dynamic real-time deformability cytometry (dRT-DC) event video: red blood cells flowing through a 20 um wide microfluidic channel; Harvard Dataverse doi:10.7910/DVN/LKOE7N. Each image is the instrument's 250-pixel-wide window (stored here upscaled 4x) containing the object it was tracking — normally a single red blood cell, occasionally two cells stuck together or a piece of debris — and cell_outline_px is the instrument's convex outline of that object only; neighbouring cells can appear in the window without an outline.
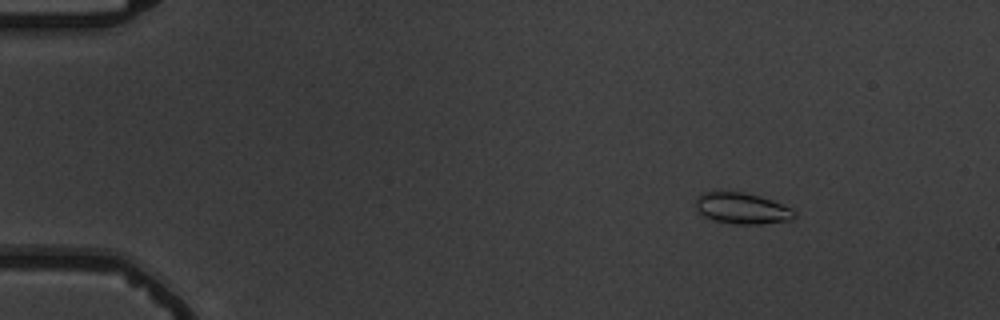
{"species": "common noctule bat (a hibernating species)", "species_latin": "Nyctalus noctula", "temperature_condition": "warm", "stored_images_in_passage": 51, "camera_frame_rate_fps": 3000, "um_per_image_px": 0.085, "animal": {"sex": "male", "body_mass_g": 19.5, "forearm_length_mm": 54.6}, "frame": {"image": 1, "passage_image": 3, "time_ms": 0.667, "image_size_px": [1000, 320], "cell_outline_px": [[796, 216], [792, 220], [760, 224], [736, 224], [712, 220], [704, 216], [696, 208], [696, 196], [704, 192], [744, 192], [760, 196], [772, 200], [792, 208], [796, 212]], "centroid_in_image_um": [63.09, 17.71], "position_along_channel_um": 21.9, "area_um2": 17.98}}
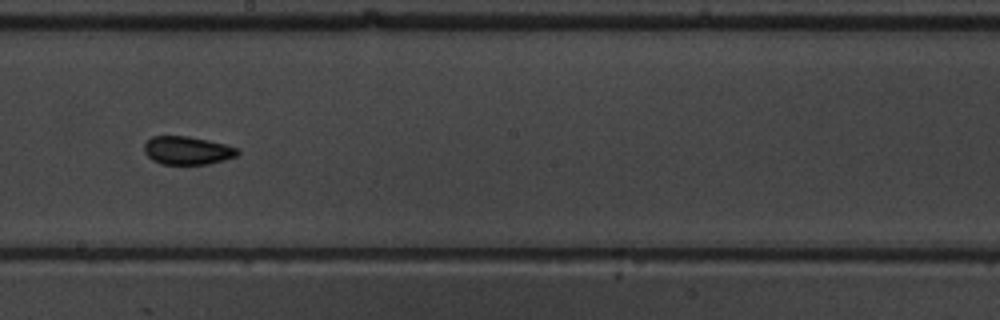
{"frame": {"image": 2, "passage_image": 28, "time_ms": 9.0, "image_size_px": [1000, 320], "cell_outline_px": [[240, 152], [236, 156], [224, 160], [208, 164], [160, 164], [152, 160], [144, 152], [144, 144], [152, 136], [188, 136], [208, 140], [240, 148]], "centroid_in_image_um": [15.93, 12.79], "position_along_channel_um": 232.3, "area_um2": 15.43}}
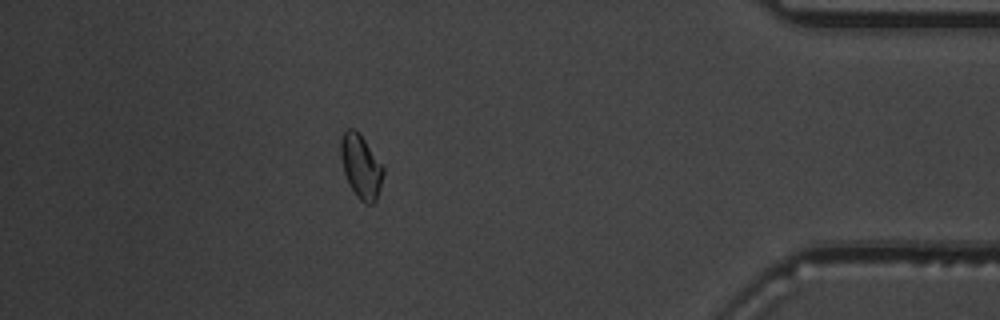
{"frame": {"image": 3, "passage_image": 45, "time_ms": 14.667, "image_size_px": [1000, 320], "cell_outline_px": [[384, 172], [380, 188], [376, 200], [372, 204], [364, 204], [356, 196], [344, 172], [340, 156], [340, 140], [344, 132], [348, 128], [352, 128], [364, 140], [384, 168]], "centroid_in_image_um": [30.67, 14.18], "position_along_channel_um": 404.5, "area_um2": 15.43}, "authors_computed_cell_mechanics": {"area_um2": 15.4904, "velocity_mm_per_s": 3.712, "shape_relaxation_time_tau1_ms": null, "shape_relaxation_time_tau2_ms": 1.7145, "deformation_change_tau1": null, "deformation_change_tau2": 0.0478}}